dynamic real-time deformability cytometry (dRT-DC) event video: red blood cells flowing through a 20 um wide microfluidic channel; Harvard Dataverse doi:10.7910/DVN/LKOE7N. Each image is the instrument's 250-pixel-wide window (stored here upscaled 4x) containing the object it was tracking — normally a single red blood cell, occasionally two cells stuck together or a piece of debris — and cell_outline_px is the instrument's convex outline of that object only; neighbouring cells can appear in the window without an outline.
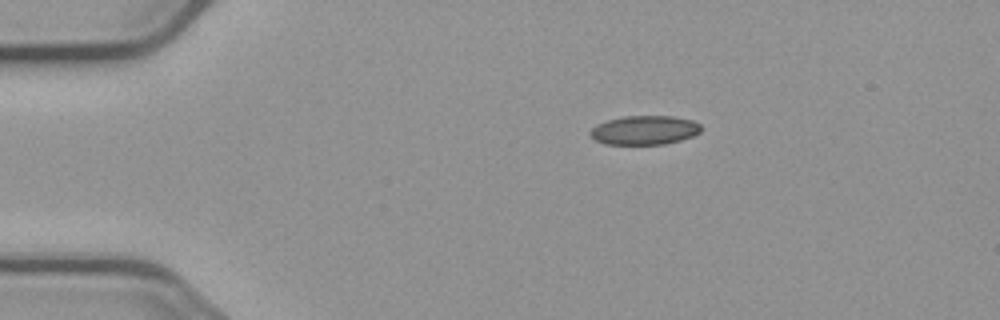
{"species": "common noctule bat (a hibernating species)", "species_latin": "Nyctalus noctula", "temperature_condition": "cold", "stored_images_in_passage": 3, "segment_of_instrument_passage": [1, 2], "camera_frame_rate_fps": 3000, "um_per_image_px": 0.085, "animal": {"sex": "male", "body_mass_g": 23.1, "forearm_length_mm": 52.7}, "frame": {"image": 1, "passage_image": 1, "time_ms": 0.0, "image_size_px": [1000, 320], "cell_outline_px": [[700, 132], [692, 136], [680, 140], [664, 144], [604, 144], [596, 140], [588, 132], [596, 124], [608, 120], [624, 116], [672, 116], [692, 120], [700, 124]], "centroid_in_image_um": [54.77, 11.06], "position_along_channel_um": 30.2, "area_um2": 18.67}}